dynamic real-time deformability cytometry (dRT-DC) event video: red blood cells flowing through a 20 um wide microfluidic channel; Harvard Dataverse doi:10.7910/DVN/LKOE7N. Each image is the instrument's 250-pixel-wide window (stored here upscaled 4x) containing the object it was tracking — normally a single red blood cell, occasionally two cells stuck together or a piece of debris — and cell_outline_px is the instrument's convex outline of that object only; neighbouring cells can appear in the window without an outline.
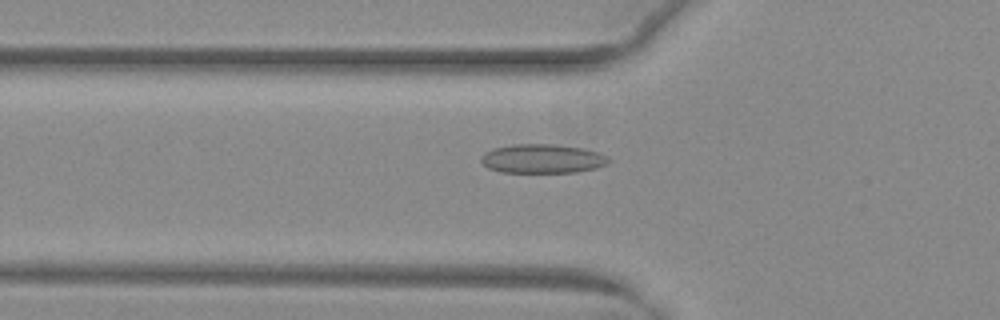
{"species": "common noctule bat (a hibernating species)", "species_latin": "Nyctalus noctula", "temperature_condition": "warm", "stored_images_in_passage": 52, "camera_frame_rate_fps": 3000, "um_per_image_px": 0.085, "animal": {"sex": "female", "body_mass_g": 29.2, "forearm_length_mm": 56.3}, "frame": {"image": 1, "passage_image": 19, "time_ms": 6.0, "image_size_px": [1000, 320], "cell_outline_px": [[612, 160], [608, 164], [596, 168], [576, 172], [500, 172], [488, 168], [480, 160], [480, 156], [484, 152], [492, 148], [512, 144], [556, 144], [580, 148], [596, 152]], "centroid_in_image_um": [46.06, 13.49], "position_along_channel_um": 79.7, "area_um2": 21.62}}
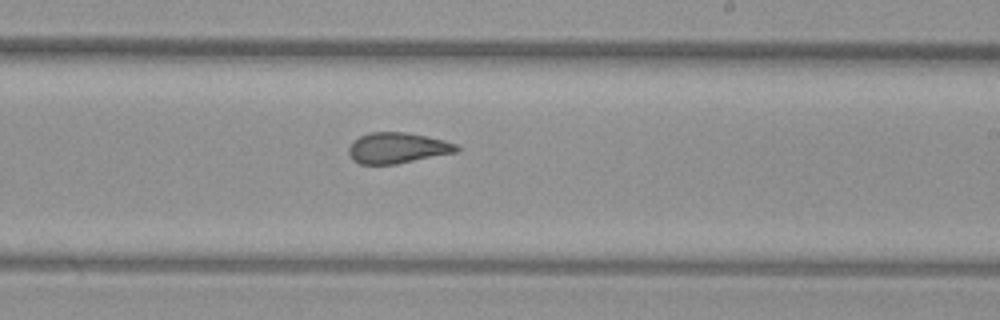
{"frame": {"image": 2, "passage_image": 32, "time_ms": 10.333, "image_size_px": [1000, 320], "cell_outline_px": [[460, 148], [456, 152], [396, 164], [360, 164], [352, 160], [348, 152], [348, 148], [360, 136], [368, 132], [408, 132], [444, 140], [456, 144]], "centroid_in_image_um": [33.77, 12.57], "position_along_channel_um": 255.2, "area_um2": 19.25}}
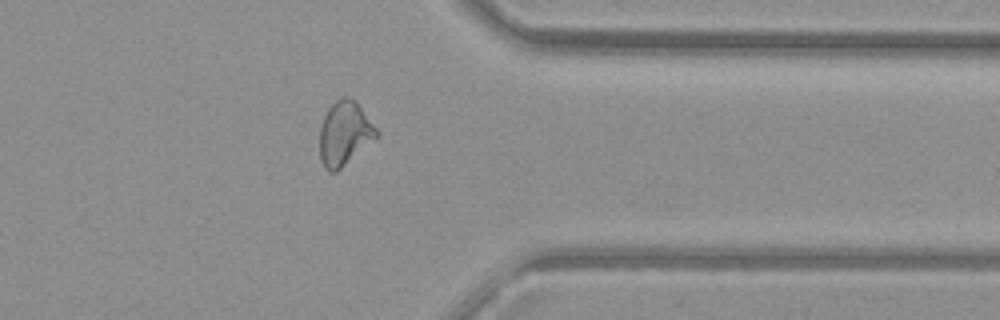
{"frame": {"image": 3, "passage_image": 42, "time_ms": 13.667, "image_size_px": [1000, 320], "cell_outline_px": [[380, 136], [336, 172], [328, 172], [324, 168], [320, 160], [320, 128], [324, 116], [328, 108], [336, 100], [344, 96], [348, 96], [356, 100], [380, 132]], "centroid_in_image_um": [29.31, 11.34], "position_along_channel_um": 382.1, "area_um2": 21.56}, "authors_computed_cell_mechanics": {"area_um2": 21.4438, "velocity_mm_per_s": 4.04, "shape_relaxation_time_tau1_ms": null, "shape_relaxation_time_tau2_ms": 1.0601, "deformation_change_tau1": null, "deformation_change_tau2": 0.0711}}